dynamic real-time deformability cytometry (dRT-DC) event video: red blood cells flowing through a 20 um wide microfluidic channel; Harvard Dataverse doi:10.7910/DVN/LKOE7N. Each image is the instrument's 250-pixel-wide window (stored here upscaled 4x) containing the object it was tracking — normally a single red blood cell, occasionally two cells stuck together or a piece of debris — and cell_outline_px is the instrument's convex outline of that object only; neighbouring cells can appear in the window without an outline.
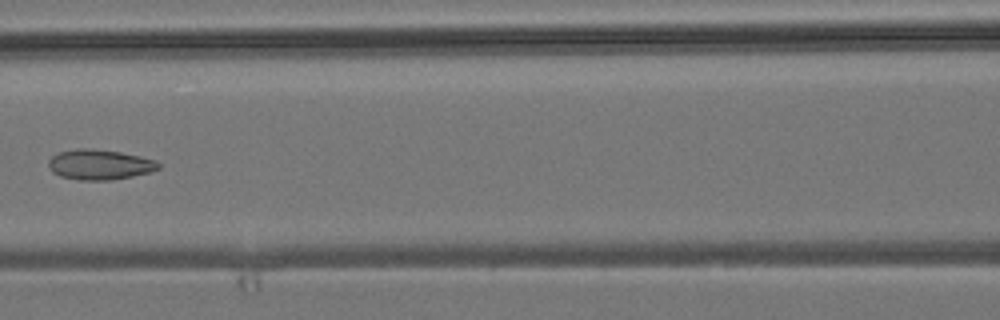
{"species": "common noctule bat (a hibernating species)", "species_latin": "Nyctalus noctula", "temperature_condition": "room temperature", "stored_images_in_passage": 5, "camera_frame_rate_fps": 3000, "um_per_image_px": 0.085, "animal": {"sex": "male", "body_mass_g": 19.2, "forearm_length_mm": 51.8}, "frame": {"image": 1, "passage_image": 5, "time_ms": 5.667, "image_size_px": [1000, 320], "cell_outline_px": [[160, 168], [152, 172], [112, 180], [80, 180], [60, 176], [52, 172], [48, 168], [48, 160], [52, 156], [60, 152], [80, 148], [88, 148], [120, 152], [140, 156], [156, 160], [160, 164]], "centroid_in_image_um": [8.48, 13.99], "position_along_channel_um": 158.1, "area_um2": 19.42}}